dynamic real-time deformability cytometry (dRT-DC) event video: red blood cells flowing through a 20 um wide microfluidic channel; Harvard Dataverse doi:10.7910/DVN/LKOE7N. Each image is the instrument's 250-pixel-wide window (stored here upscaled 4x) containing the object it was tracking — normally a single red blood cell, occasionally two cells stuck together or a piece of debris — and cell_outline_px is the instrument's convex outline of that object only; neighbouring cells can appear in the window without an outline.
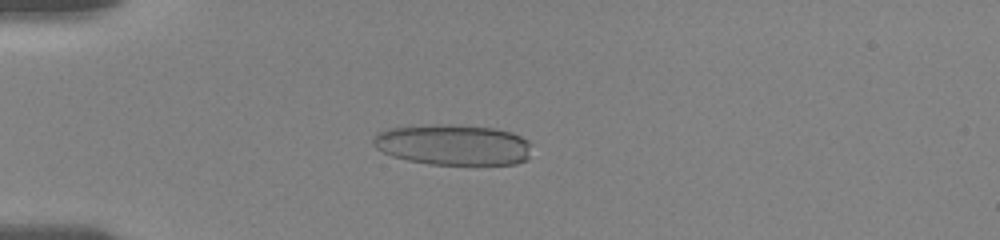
{"species": "human", "species_latin": "Homo sapiens", "temperature_condition": "room temperature", "stored_images_in_passage": 6, "camera_frame_rate_fps": 3000, "um_per_image_px": 0.085, "donor": {"sex": "female"}, "frame": {"image": 1, "passage_image": 3, "time_ms": 1.667, "image_size_px": [1000, 240], "cell_outline_px": [[532, 144], [528, 160], [516, 164], [428, 164], [408, 160], [392, 156], [376, 148], [372, 144], [372, 140], [376, 132], [388, 128], [440, 124], [448, 124], [496, 128], [512, 132], [528, 140]], "centroid_in_image_um": [38.53, 12.3], "position_along_channel_um": 46.5, "area_um2": 37.92}}